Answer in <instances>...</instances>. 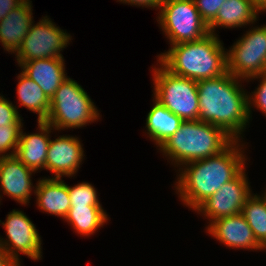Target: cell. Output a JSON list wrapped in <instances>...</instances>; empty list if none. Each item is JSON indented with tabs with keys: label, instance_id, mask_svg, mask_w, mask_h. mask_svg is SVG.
I'll use <instances>...</instances> for the list:
<instances>
[{
	"label": "cell",
	"instance_id": "cell-20",
	"mask_svg": "<svg viewBox=\"0 0 266 266\" xmlns=\"http://www.w3.org/2000/svg\"><path fill=\"white\" fill-rule=\"evenodd\" d=\"M154 99L146 118L147 135L157 147L165 143L180 127L183 120Z\"/></svg>",
	"mask_w": 266,
	"mask_h": 266
},
{
	"label": "cell",
	"instance_id": "cell-10",
	"mask_svg": "<svg viewBox=\"0 0 266 266\" xmlns=\"http://www.w3.org/2000/svg\"><path fill=\"white\" fill-rule=\"evenodd\" d=\"M2 222L7 239L0 238V248L20 263L19 254L40 260L42 256L41 238L32 221L19 210L13 209Z\"/></svg>",
	"mask_w": 266,
	"mask_h": 266
},
{
	"label": "cell",
	"instance_id": "cell-23",
	"mask_svg": "<svg viewBox=\"0 0 266 266\" xmlns=\"http://www.w3.org/2000/svg\"><path fill=\"white\" fill-rule=\"evenodd\" d=\"M242 214L258 244L264 248L266 246V200L260 195L251 194L245 201Z\"/></svg>",
	"mask_w": 266,
	"mask_h": 266
},
{
	"label": "cell",
	"instance_id": "cell-24",
	"mask_svg": "<svg viewBox=\"0 0 266 266\" xmlns=\"http://www.w3.org/2000/svg\"><path fill=\"white\" fill-rule=\"evenodd\" d=\"M71 206H101L96 190L88 182L68 186Z\"/></svg>",
	"mask_w": 266,
	"mask_h": 266
},
{
	"label": "cell",
	"instance_id": "cell-1",
	"mask_svg": "<svg viewBox=\"0 0 266 266\" xmlns=\"http://www.w3.org/2000/svg\"><path fill=\"white\" fill-rule=\"evenodd\" d=\"M238 142L233 140L220 153L186 163L181 166L185 169L179 168L181 170L175 189L183 204L195 210L244 169L247 159Z\"/></svg>",
	"mask_w": 266,
	"mask_h": 266
},
{
	"label": "cell",
	"instance_id": "cell-7",
	"mask_svg": "<svg viewBox=\"0 0 266 266\" xmlns=\"http://www.w3.org/2000/svg\"><path fill=\"white\" fill-rule=\"evenodd\" d=\"M157 22L171 45L197 41L210 33L194 0H162Z\"/></svg>",
	"mask_w": 266,
	"mask_h": 266
},
{
	"label": "cell",
	"instance_id": "cell-5",
	"mask_svg": "<svg viewBox=\"0 0 266 266\" xmlns=\"http://www.w3.org/2000/svg\"><path fill=\"white\" fill-rule=\"evenodd\" d=\"M99 115L82 86L67 78L50 99V111L44 122L53 130L80 128L98 120Z\"/></svg>",
	"mask_w": 266,
	"mask_h": 266
},
{
	"label": "cell",
	"instance_id": "cell-26",
	"mask_svg": "<svg viewBox=\"0 0 266 266\" xmlns=\"http://www.w3.org/2000/svg\"><path fill=\"white\" fill-rule=\"evenodd\" d=\"M260 79V84L259 86L256 88V90H254L252 92V94L249 96H247V100H248V115L249 118L251 117V106L254 105L253 107H257V109H259L263 114H265L266 116V72L262 73L260 75L254 76L249 78L250 80L252 79ZM252 97V98H251ZM252 103V104H251Z\"/></svg>",
	"mask_w": 266,
	"mask_h": 266
},
{
	"label": "cell",
	"instance_id": "cell-2",
	"mask_svg": "<svg viewBox=\"0 0 266 266\" xmlns=\"http://www.w3.org/2000/svg\"><path fill=\"white\" fill-rule=\"evenodd\" d=\"M241 80L227 71L220 77L197 81L198 120L221 128L233 140H240L250 120L248 95L239 84Z\"/></svg>",
	"mask_w": 266,
	"mask_h": 266
},
{
	"label": "cell",
	"instance_id": "cell-9",
	"mask_svg": "<svg viewBox=\"0 0 266 266\" xmlns=\"http://www.w3.org/2000/svg\"><path fill=\"white\" fill-rule=\"evenodd\" d=\"M71 40L70 34L57 27L47 16L28 29L27 36L15 53L17 63L45 58H63L62 51Z\"/></svg>",
	"mask_w": 266,
	"mask_h": 266
},
{
	"label": "cell",
	"instance_id": "cell-25",
	"mask_svg": "<svg viewBox=\"0 0 266 266\" xmlns=\"http://www.w3.org/2000/svg\"><path fill=\"white\" fill-rule=\"evenodd\" d=\"M22 126L23 125H2L0 127V157L15 155ZM10 149L12 150L11 153L8 152Z\"/></svg>",
	"mask_w": 266,
	"mask_h": 266
},
{
	"label": "cell",
	"instance_id": "cell-28",
	"mask_svg": "<svg viewBox=\"0 0 266 266\" xmlns=\"http://www.w3.org/2000/svg\"><path fill=\"white\" fill-rule=\"evenodd\" d=\"M226 0H194L199 15L209 25L217 16L219 8Z\"/></svg>",
	"mask_w": 266,
	"mask_h": 266
},
{
	"label": "cell",
	"instance_id": "cell-32",
	"mask_svg": "<svg viewBox=\"0 0 266 266\" xmlns=\"http://www.w3.org/2000/svg\"><path fill=\"white\" fill-rule=\"evenodd\" d=\"M253 5L260 11L266 10V0H251Z\"/></svg>",
	"mask_w": 266,
	"mask_h": 266
},
{
	"label": "cell",
	"instance_id": "cell-22",
	"mask_svg": "<svg viewBox=\"0 0 266 266\" xmlns=\"http://www.w3.org/2000/svg\"><path fill=\"white\" fill-rule=\"evenodd\" d=\"M108 219L102 206H71L65 217L76 233L88 237L103 227Z\"/></svg>",
	"mask_w": 266,
	"mask_h": 266
},
{
	"label": "cell",
	"instance_id": "cell-31",
	"mask_svg": "<svg viewBox=\"0 0 266 266\" xmlns=\"http://www.w3.org/2000/svg\"><path fill=\"white\" fill-rule=\"evenodd\" d=\"M0 266H21L15 259L8 256L1 248H0Z\"/></svg>",
	"mask_w": 266,
	"mask_h": 266
},
{
	"label": "cell",
	"instance_id": "cell-16",
	"mask_svg": "<svg viewBox=\"0 0 266 266\" xmlns=\"http://www.w3.org/2000/svg\"><path fill=\"white\" fill-rule=\"evenodd\" d=\"M39 133L26 134L21 129L19 144L15 156L35 173L46 170V158L52 131L51 125L44 121L38 122Z\"/></svg>",
	"mask_w": 266,
	"mask_h": 266
},
{
	"label": "cell",
	"instance_id": "cell-17",
	"mask_svg": "<svg viewBox=\"0 0 266 266\" xmlns=\"http://www.w3.org/2000/svg\"><path fill=\"white\" fill-rule=\"evenodd\" d=\"M31 2L24 0L0 22V42L4 50L15 54L21 47L33 23Z\"/></svg>",
	"mask_w": 266,
	"mask_h": 266
},
{
	"label": "cell",
	"instance_id": "cell-8",
	"mask_svg": "<svg viewBox=\"0 0 266 266\" xmlns=\"http://www.w3.org/2000/svg\"><path fill=\"white\" fill-rule=\"evenodd\" d=\"M227 71L248 79L266 72V25L246 31L226 52Z\"/></svg>",
	"mask_w": 266,
	"mask_h": 266
},
{
	"label": "cell",
	"instance_id": "cell-3",
	"mask_svg": "<svg viewBox=\"0 0 266 266\" xmlns=\"http://www.w3.org/2000/svg\"><path fill=\"white\" fill-rule=\"evenodd\" d=\"M218 35L172 45L158 60L172 74L195 81L220 77L227 72L226 51Z\"/></svg>",
	"mask_w": 266,
	"mask_h": 266
},
{
	"label": "cell",
	"instance_id": "cell-19",
	"mask_svg": "<svg viewBox=\"0 0 266 266\" xmlns=\"http://www.w3.org/2000/svg\"><path fill=\"white\" fill-rule=\"evenodd\" d=\"M260 11L251 0H226L219 8L216 18L208 25L209 31L215 33L216 27L235 28L254 23Z\"/></svg>",
	"mask_w": 266,
	"mask_h": 266
},
{
	"label": "cell",
	"instance_id": "cell-12",
	"mask_svg": "<svg viewBox=\"0 0 266 266\" xmlns=\"http://www.w3.org/2000/svg\"><path fill=\"white\" fill-rule=\"evenodd\" d=\"M78 137L62 135L55 140L49 141L46 158V170L53 173L55 177L73 176L78 171L84 151Z\"/></svg>",
	"mask_w": 266,
	"mask_h": 266
},
{
	"label": "cell",
	"instance_id": "cell-21",
	"mask_svg": "<svg viewBox=\"0 0 266 266\" xmlns=\"http://www.w3.org/2000/svg\"><path fill=\"white\" fill-rule=\"evenodd\" d=\"M17 95L21 106L38 114L37 121H45L50 111V99L43 90L23 72L18 75Z\"/></svg>",
	"mask_w": 266,
	"mask_h": 266
},
{
	"label": "cell",
	"instance_id": "cell-14",
	"mask_svg": "<svg viewBox=\"0 0 266 266\" xmlns=\"http://www.w3.org/2000/svg\"><path fill=\"white\" fill-rule=\"evenodd\" d=\"M15 155L0 157V188L20 204L27 205L32 193V173ZM2 196L0 195V198Z\"/></svg>",
	"mask_w": 266,
	"mask_h": 266
},
{
	"label": "cell",
	"instance_id": "cell-33",
	"mask_svg": "<svg viewBox=\"0 0 266 266\" xmlns=\"http://www.w3.org/2000/svg\"><path fill=\"white\" fill-rule=\"evenodd\" d=\"M262 197L266 200V192L264 193V196L262 195Z\"/></svg>",
	"mask_w": 266,
	"mask_h": 266
},
{
	"label": "cell",
	"instance_id": "cell-11",
	"mask_svg": "<svg viewBox=\"0 0 266 266\" xmlns=\"http://www.w3.org/2000/svg\"><path fill=\"white\" fill-rule=\"evenodd\" d=\"M245 170L244 168L233 180L222 185L194 211L204 214L210 223L221 217L242 213L245 201L251 195Z\"/></svg>",
	"mask_w": 266,
	"mask_h": 266
},
{
	"label": "cell",
	"instance_id": "cell-13",
	"mask_svg": "<svg viewBox=\"0 0 266 266\" xmlns=\"http://www.w3.org/2000/svg\"><path fill=\"white\" fill-rule=\"evenodd\" d=\"M207 232L230 248L263 250L242 213L209 223Z\"/></svg>",
	"mask_w": 266,
	"mask_h": 266
},
{
	"label": "cell",
	"instance_id": "cell-18",
	"mask_svg": "<svg viewBox=\"0 0 266 266\" xmlns=\"http://www.w3.org/2000/svg\"><path fill=\"white\" fill-rule=\"evenodd\" d=\"M37 207L49 214L64 218L71 207L68 185L60 178H40L36 183Z\"/></svg>",
	"mask_w": 266,
	"mask_h": 266
},
{
	"label": "cell",
	"instance_id": "cell-15",
	"mask_svg": "<svg viewBox=\"0 0 266 266\" xmlns=\"http://www.w3.org/2000/svg\"><path fill=\"white\" fill-rule=\"evenodd\" d=\"M64 64V58H45L18 63L21 71L33 80L49 99L68 78L65 74Z\"/></svg>",
	"mask_w": 266,
	"mask_h": 266
},
{
	"label": "cell",
	"instance_id": "cell-4",
	"mask_svg": "<svg viewBox=\"0 0 266 266\" xmlns=\"http://www.w3.org/2000/svg\"><path fill=\"white\" fill-rule=\"evenodd\" d=\"M233 139L221 128L200 120L183 121L159 149L174 165L205 159L220 153Z\"/></svg>",
	"mask_w": 266,
	"mask_h": 266
},
{
	"label": "cell",
	"instance_id": "cell-6",
	"mask_svg": "<svg viewBox=\"0 0 266 266\" xmlns=\"http://www.w3.org/2000/svg\"><path fill=\"white\" fill-rule=\"evenodd\" d=\"M153 69L154 97L183 121L198 120L197 81L172 74L160 62Z\"/></svg>",
	"mask_w": 266,
	"mask_h": 266
},
{
	"label": "cell",
	"instance_id": "cell-27",
	"mask_svg": "<svg viewBox=\"0 0 266 266\" xmlns=\"http://www.w3.org/2000/svg\"><path fill=\"white\" fill-rule=\"evenodd\" d=\"M2 125H23L21 116L9 100L0 96V127Z\"/></svg>",
	"mask_w": 266,
	"mask_h": 266
},
{
	"label": "cell",
	"instance_id": "cell-30",
	"mask_svg": "<svg viewBox=\"0 0 266 266\" xmlns=\"http://www.w3.org/2000/svg\"><path fill=\"white\" fill-rule=\"evenodd\" d=\"M120 2H123L125 4L128 3V5H137L142 6V7H150V8H155V9H159V6L162 3V0H118Z\"/></svg>",
	"mask_w": 266,
	"mask_h": 266
},
{
	"label": "cell",
	"instance_id": "cell-29",
	"mask_svg": "<svg viewBox=\"0 0 266 266\" xmlns=\"http://www.w3.org/2000/svg\"><path fill=\"white\" fill-rule=\"evenodd\" d=\"M24 0H0V22L9 12L18 7Z\"/></svg>",
	"mask_w": 266,
	"mask_h": 266
}]
</instances>
